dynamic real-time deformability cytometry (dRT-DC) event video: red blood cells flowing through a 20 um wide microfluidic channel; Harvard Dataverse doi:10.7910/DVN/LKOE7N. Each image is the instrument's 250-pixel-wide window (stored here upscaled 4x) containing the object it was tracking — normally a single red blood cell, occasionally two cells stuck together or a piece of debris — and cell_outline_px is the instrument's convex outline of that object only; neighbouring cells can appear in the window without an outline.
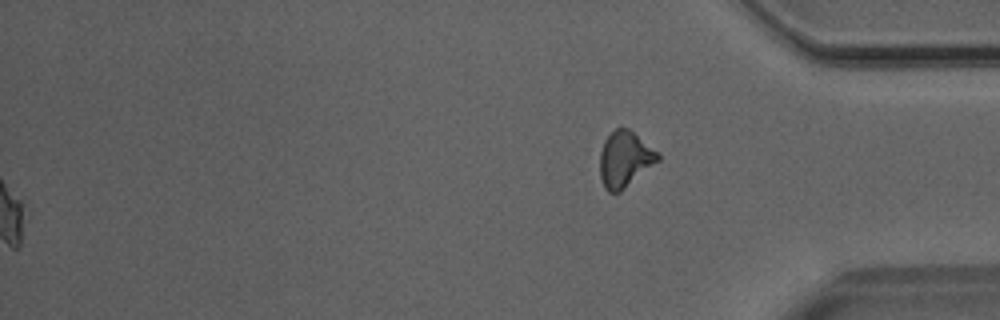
{"species": "Egyptian fruit bat (a non-hibernating species)", "species_latin": "Rousettus aegyptiacus", "temperature_condition": "room temperature", "stored_images_in_passage": 50, "segment_of_instrument_passage": [2, 2], "camera_frame_rate_fps": 3000, "um_per_image_px": 0.085, "animal": {"sex": "male"}, "frame": {"image": 1, "passage_image": 50, "time_ms": 16.333, "image_size_px": [1000, 320], "cell_outline_px": [[660, 160], [620, 192], [608, 192], [604, 188], [600, 176], [600, 152], [604, 140], [616, 128], [628, 128], [660, 152]], "centroid_in_image_um": [53.12, 13.53], "position_along_channel_um": 382.1, "area_um2": 18.96}}